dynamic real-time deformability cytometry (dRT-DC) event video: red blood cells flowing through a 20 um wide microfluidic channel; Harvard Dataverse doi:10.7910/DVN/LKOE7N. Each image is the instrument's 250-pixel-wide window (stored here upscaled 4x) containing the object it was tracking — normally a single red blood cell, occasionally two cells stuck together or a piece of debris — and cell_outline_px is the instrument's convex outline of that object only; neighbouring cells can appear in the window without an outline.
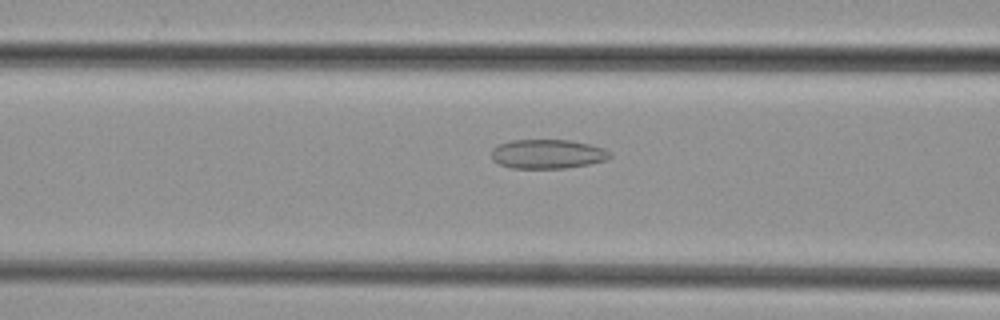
{"species": "common noctule bat (a hibernating species)", "species_latin": "Nyctalus noctula", "temperature_condition": "cold", "stored_images_in_passage": 49, "camera_frame_rate_fps": 3000, "um_per_image_px": 0.085, "animal": {"sex": "female", "body_mass_g": 29.2, "forearm_length_mm": 56.3}, "frame": {"image": 1, "passage_image": 20, "time_ms": 6.333, "image_size_px": [1000, 320], "cell_outline_px": [[612, 156], [604, 160], [588, 164], [564, 168], [512, 168], [500, 164], [492, 160], [492, 148], [496, 144], [512, 140], [568, 140], [588, 144], [604, 148], [612, 152]], "centroid_in_image_um": [46.52, 13.08], "position_along_channel_um": 120.1, "area_um2": 20.17}}
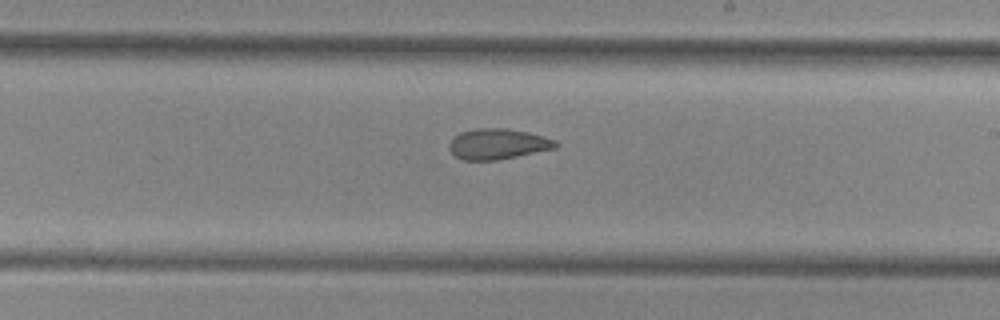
{"frame": {"image": 2, "passage_image": 29, "time_ms": 9.333, "image_size_px": [1000, 320], "cell_outline_px": [[560, 144], [556, 148], [496, 160], [464, 160], [456, 156], [448, 148], [448, 144], [460, 132], [476, 128], [508, 128], [528, 132], [544, 136], [556, 140]], "centroid_in_image_um": [42.34, 12.23], "position_along_channel_um": 246.7, "area_um2": 18.96}}
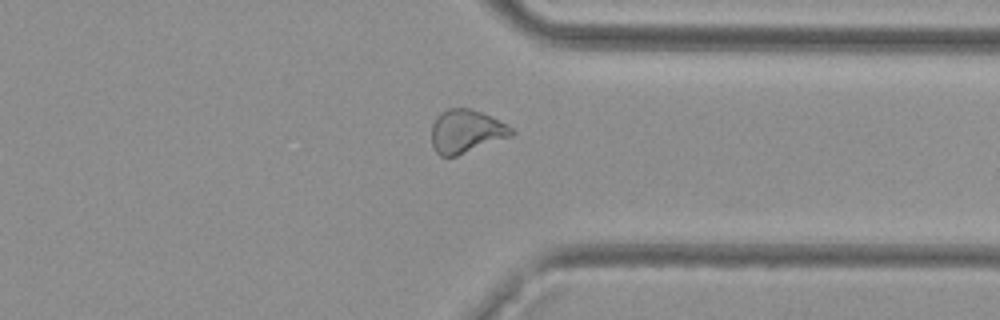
{"frame": {"image": 3, "passage_image": 38, "time_ms": 12.333, "image_size_px": [1000, 320], "cell_outline_px": [[516, 132], [512, 136], [456, 156], [440, 156], [436, 152], [432, 144], [432, 124], [436, 116], [440, 112], [448, 108], [472, 108], [492, 116], [512, 128]], "centroid_in_image_um": [39.62, 11.15], "position_along_channel_um": 371.8, "area_um2": 20.29}}